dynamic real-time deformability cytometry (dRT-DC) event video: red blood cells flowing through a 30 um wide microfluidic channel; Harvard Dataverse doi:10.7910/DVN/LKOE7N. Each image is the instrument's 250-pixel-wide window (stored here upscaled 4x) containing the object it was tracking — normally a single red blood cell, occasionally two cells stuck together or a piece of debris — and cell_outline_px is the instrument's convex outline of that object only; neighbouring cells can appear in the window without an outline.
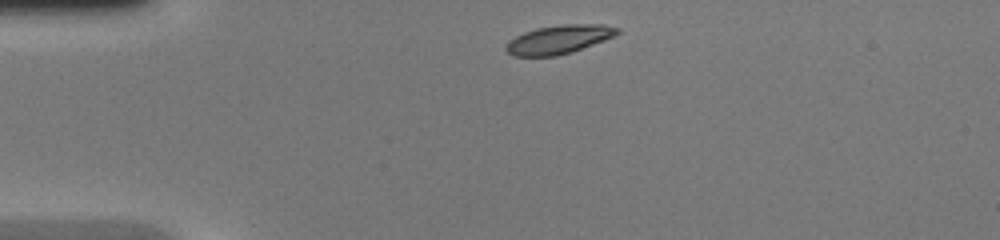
{"species": "common noctule bat (a hibernating species)", "species_latin": "Nyctalus noctula", "temperature_condition": "warm", "stored_images_in_passage": 37, "camera_frame_rate_fps": 3000, "um_per_image_px": 0.085, "animal": {"sex": "female", "body_mass_g": 20.0, "forearm_length_mm": 54.0}, "frame": {"image": 1, "passage_image": 1, "time_ms": 0.0, "image_size_px": [1000, 240], "cell_outline_px": [[620, 32], [616, 36], [572, 52], [556, 56], [512, 56], [504, 48], [508, 40], [524, 32], [536, 28], [564, 24], [604, 24], [620, 28]], "centroid_in_image_um": [47.52, 3.35], "position_along_channel_um": 37.5, "area_um2": 18.79}}
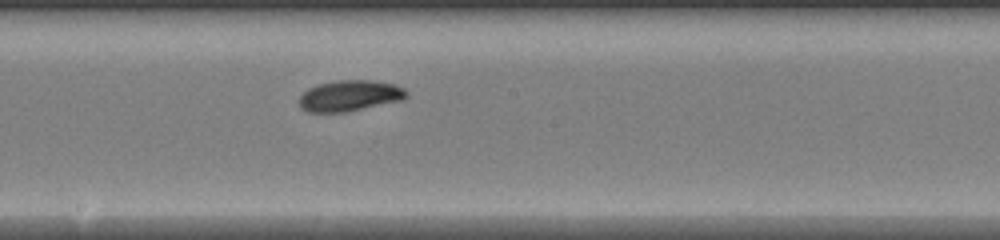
{"frame": {"image": 2, "passage_image": 16, "time_ms": 5.0, "image_size_px": [1000, 240], "cell_outline_px": [[408, 96], [404, 100], [344, 112], [308, 112], [300, 108], [300, 96], [308, 88], [316, 84], [336, 80], [372, 80], [396, 84], [404, 88], [408, 92]], "centroid_in_image_um": [29.75, 8.12], "position_along_channel_um": 218.4, "area_um2": 19.54}}
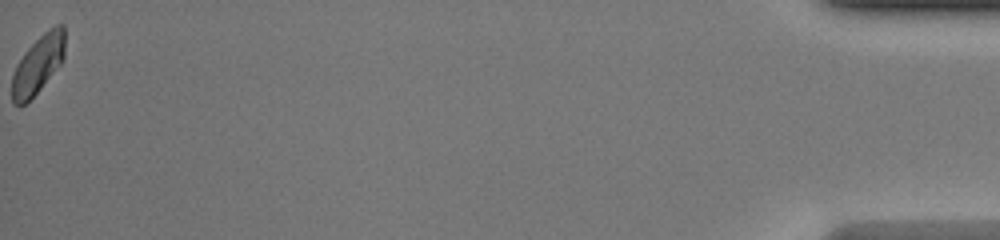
{"frame": {"image": 3, "passage_image": 37, "time_ms": 12.0, "image_size_px": [1000, 240], "cell_outline_px": [[64, 60], [40, 88], [24, 104], [12, 104], [12, 72], [16, 64], [24, 52], [48, 28], [56, 24], [64, 24]], "centroid_in_image_um": [3.23, 5.44], "position_along_channel_um": 432.0, "area_um2": 17.8}}